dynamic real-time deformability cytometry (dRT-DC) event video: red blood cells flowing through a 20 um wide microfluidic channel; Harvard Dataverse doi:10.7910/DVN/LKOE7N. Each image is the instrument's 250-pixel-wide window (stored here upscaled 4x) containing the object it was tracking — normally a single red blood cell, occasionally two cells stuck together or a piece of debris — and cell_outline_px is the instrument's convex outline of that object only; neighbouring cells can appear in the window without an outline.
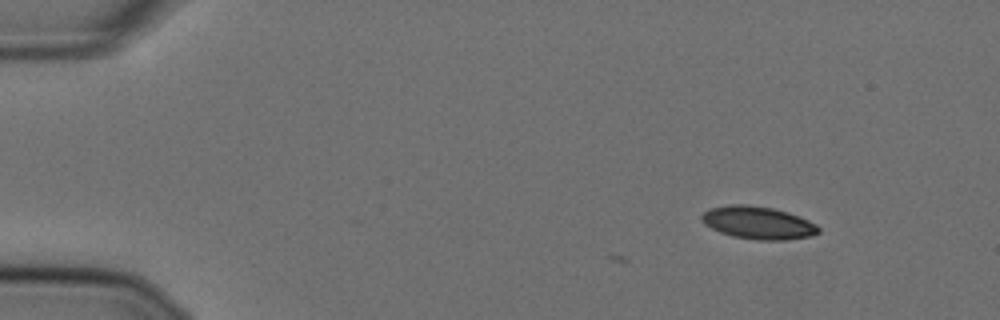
{"species": "Egyptian fruit bat (a non-hibernating species)", "species_latin": "Rousettus aegyptiacus", "temperature_condition": "cold", "stored_images_in_passage": 3, "camera_frame_rate_fps": 3000, "um_per_image_px": 0.085, "animal": {"sex": "female"}, "frame": {"image": 1, "passage_image": 3, "time_ms": 0.667, "image_size_px": [1000, 320], "cell_outline_px": [[820, 232], [812, 236], [784, 240], [756, 240], [732, 236], [720, 232], [704, 224], [700, 216], [704, 212], [712, 208], [728, 204], [744, 204], [772, 208], [788, 212], [800, 216], [816, 224], [820, 228]], "centroid_in_image_um": [64.46, 18.94], "position_along_channel_um": 20.5, "area_um2": 22.31}}